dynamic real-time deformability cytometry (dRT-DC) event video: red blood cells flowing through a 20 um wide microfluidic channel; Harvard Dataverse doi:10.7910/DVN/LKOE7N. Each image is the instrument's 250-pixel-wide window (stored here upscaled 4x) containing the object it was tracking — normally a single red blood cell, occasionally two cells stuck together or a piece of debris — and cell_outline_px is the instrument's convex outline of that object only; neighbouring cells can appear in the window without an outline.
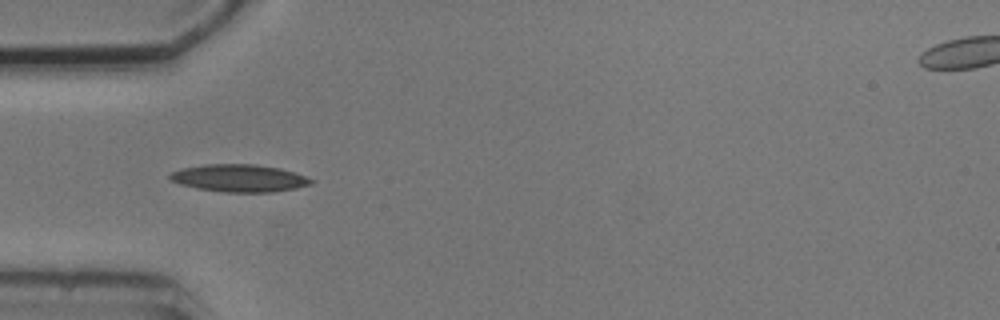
{"species": "common noctule bat (a hibernating species)", "species_latin": "Nyctalus noctula", "temperature_condition": "cold", "stored_images_in_passage": 4, "camera_frame_rate_fps": 3000, "um_per_image_px": 0.085, "animal": {"sex": "male", "body_mass_g": 20.5, "forearm_length_mm": 52.5}, "frame": {"image": 1, "passage_image": 1, "time_ms": 0.0, "image_size_px": [1000, 320], "cell_outline_px": [[316, 180], [312, 184], [296, 188], [272, 192], [224, 192], [196, 188], [180, 184], [172, 180], [168, 176], [168, 172], [180, 168], [204, 164], [256, 164], [280, 168]], "centroid_in_image_um": [20.3, 15.13], "position_along_channel_um": 64.7, "area_um2": 22.72}}
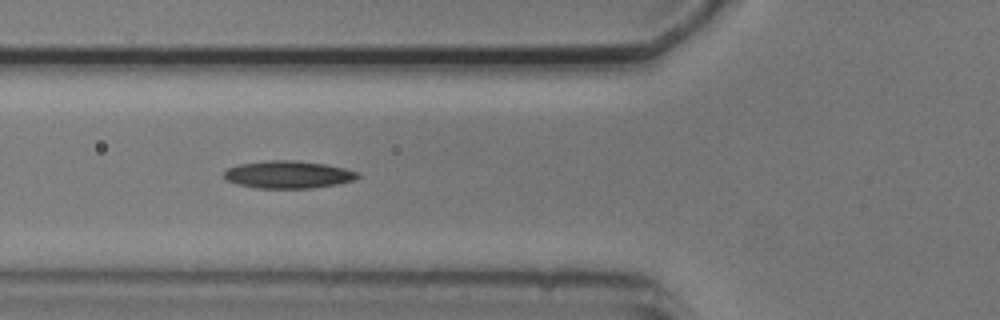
{"frame": {"image": 2, "passage_image": 2, "time_ms": 1.0, "image_size_px": [1000, 320], "cell_outline_px": [[360, 176], [352, 180], [336, 184], [312, 188], [256, 188], [240, 184], [228, 180], [224, 176], [224, 172], [228, 168], [240, 164], [268, 160], [296, 160], [324, 164], [344, 168], [360, 172]], "centroid_in_image_um": [24.52, 14.83], "position_along_channel_um": 101.3, "area_um2": 21.21}}
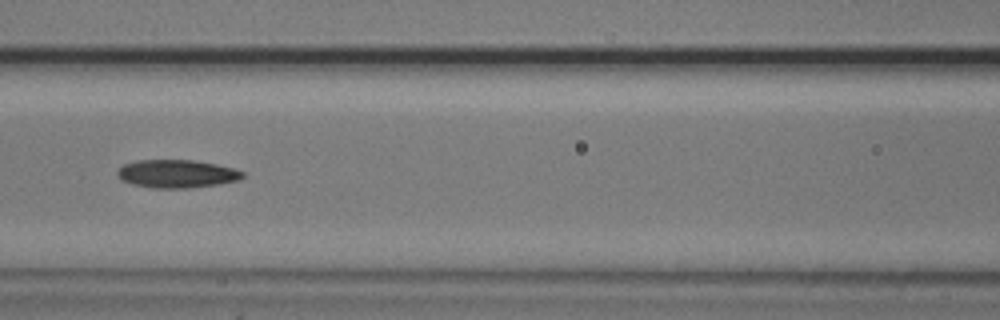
{"frame": {"image": 3, "passage_image": 3, "time_ms": 2.333, "image_size_px": [1000, 320], "cell_outline_px": [[244, 176], [240, 180], [216, 184], [188, 188], [152, 188], [132, 184], [120, 180], [116, 172], [124, 164], [136, 160], [192, 160], [216, 164], [232, 168], [244, 172]], "centroid_in_image_um": [15.0, 14.77], "position_along_channel_um": 151.6, "area_um2": 20.46}}